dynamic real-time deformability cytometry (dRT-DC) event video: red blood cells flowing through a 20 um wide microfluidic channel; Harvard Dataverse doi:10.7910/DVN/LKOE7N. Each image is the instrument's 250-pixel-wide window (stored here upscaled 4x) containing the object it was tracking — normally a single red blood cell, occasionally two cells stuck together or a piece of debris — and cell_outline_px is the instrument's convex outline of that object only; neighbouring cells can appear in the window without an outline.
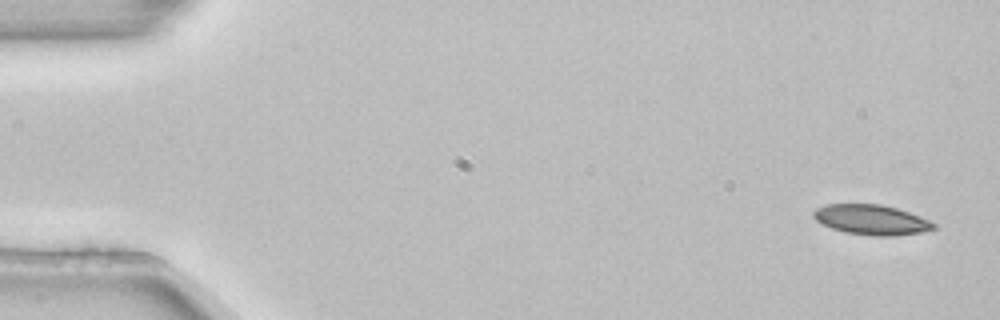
{"species": "common noctule bat (a hibernating species)", "species_latin": "Nyctalus noctula", "temperature_condition": "room temperature", "stored_images_in_passage": 5, "camera_frame_rate_fps": 3000, "um_per_image_px": 0.085, "animal": {"sex": "female", "body_mass_g": 22.7, "forearm_length_mm": 54.2}, "frame": {"image": 1, "passage_image": 1, "time_ms": 0.0, "image_size_px": [1000, 320], "cell_outline_px": [[936, 228], [924, 232], [892, 236], [876, 236], [844, 232], [832, 228], [816, 220], [812, 216], [812, 212], [816, 208], [828, 204], [880, 204], [896, 208], [920, 216], [936, 224]], "centroid_in_image_um": [74.08, 18.68], "position_along_channel_um": 10.9, "area_um2": 20.98}}
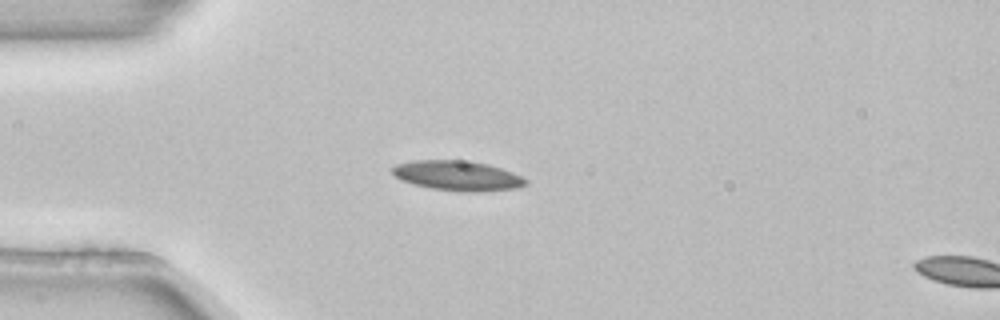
{"frame": {"image": 2, "passage_image": 4, "time_ms": 1.0, "image_size_px": [1000, 320], "cell_outline_px": [[528, 184], [520, 188], [480, 192], [464, 192], [432, 188], [412, 184], [400, 180], [392, 172], [392, 168], [396, 164], [412, 160], [460, 160], [488, 164], [512, 172], [528, 180]], "centroid_in_image_um": [38.9, 14.94], "position_along_channel_um": 46.1, "area_um2": 23.35}}